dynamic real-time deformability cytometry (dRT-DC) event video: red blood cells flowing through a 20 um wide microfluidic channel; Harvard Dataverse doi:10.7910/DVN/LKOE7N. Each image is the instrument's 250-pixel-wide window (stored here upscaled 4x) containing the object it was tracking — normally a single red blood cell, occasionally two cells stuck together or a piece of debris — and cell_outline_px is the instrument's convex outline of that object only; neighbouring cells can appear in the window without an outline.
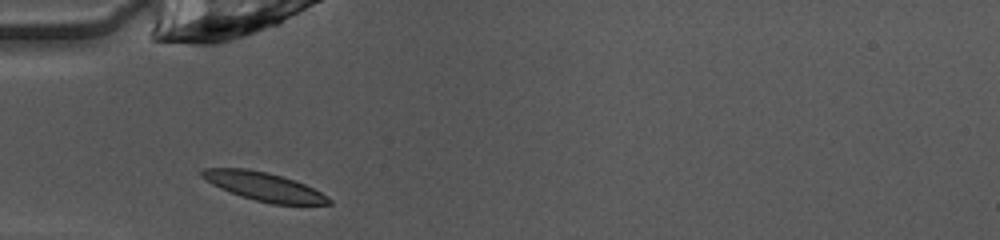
{"species": "common noctule bat (a hibernating species)", "species_latin": "Nyctalus noctula", "temperature_condition": "warm", "stored_images_in_passage": 35, "camera_frame_rate_fps": 3000, "um_per_image_px": 0.085, "animal": {"sex": "female", "body_mass_g": 10.0, "forearm_length_mm": 53.1}, "frame": {"image": 1, "passage_image": 1, "time_ms": 0.0, "image_size_px": [1000, 240], "cell_outline_px": [[332, 204], [272, 204], [240, 196], [220, 188], [212, 184], [200, 176], [200, 172], [204, 168], [244, 168], [264, 172], [280, 176], [304, 184], [328, 196], [332, 200]], "centroid_in_image_um": [22.41, 15.86], "position_along_channel_um": 62.6, "area_um2": 20.75}}
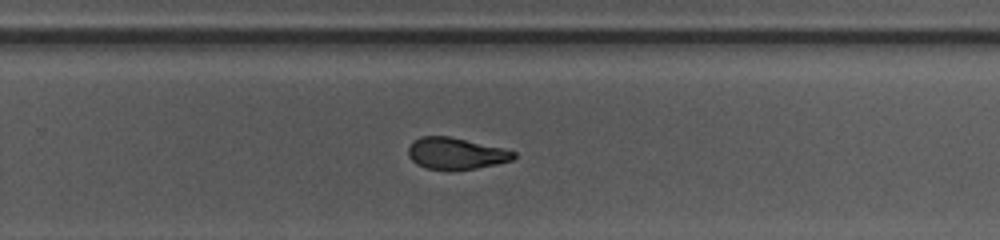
{"frame": {"image": 2, "passage_image": 18, "time_ms": 5.667, "image_size_px": [1000, 240], "cell_outline_px": [[516, 156], [512, 160], [496, 164], [476, 168], [452, 172], [448, 172], [424, 168], [416, 164], [408, 156], [408, 148], [412, 140], [420, 136], [448, 136], [500, 148], [516, 152]], "centroid_in_image_um": [38.67, 13.08], "position_along_channel_um": 291.1, "area_um2": 19.71}}
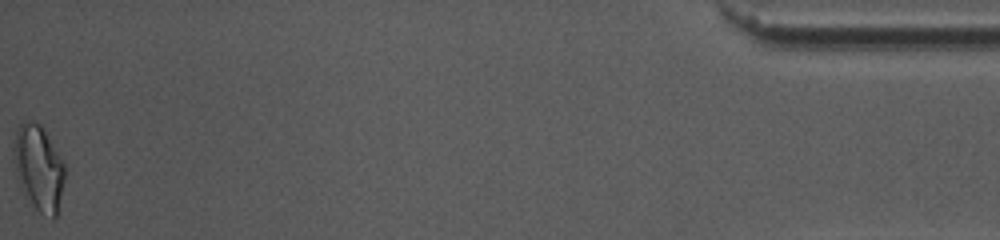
{"frame": {"image": 3, "passage_image": 35, "time_ms": 11.333, "image_size_px": [1000, 240], "cell_outline_px": [[64, 180], [56, 216], [52, 220], [44, 216], [36, 208], [20, 188], [16, 172], [12, 148], [16, 132], [20, 124], [24, 120], [32, 120], [40, 124], [44, 128], [64, 164]], "centroid_in_image_um": [3.27, 14.25], "position_along_channel_um": 431.9, "area_um2": 25.32}, "authors_computed_cell_mechanics": {"area_um2": 20.9236, "velocity_mm_per_s": 4.0666, "shape_relaxation_time_tau1_ms": 3.1212, "shape_relaxation_time_tau2_ms": 2.0244, "deformation_change_tau1": 0.1598, "deformation_change_tau2": 0.0992}}